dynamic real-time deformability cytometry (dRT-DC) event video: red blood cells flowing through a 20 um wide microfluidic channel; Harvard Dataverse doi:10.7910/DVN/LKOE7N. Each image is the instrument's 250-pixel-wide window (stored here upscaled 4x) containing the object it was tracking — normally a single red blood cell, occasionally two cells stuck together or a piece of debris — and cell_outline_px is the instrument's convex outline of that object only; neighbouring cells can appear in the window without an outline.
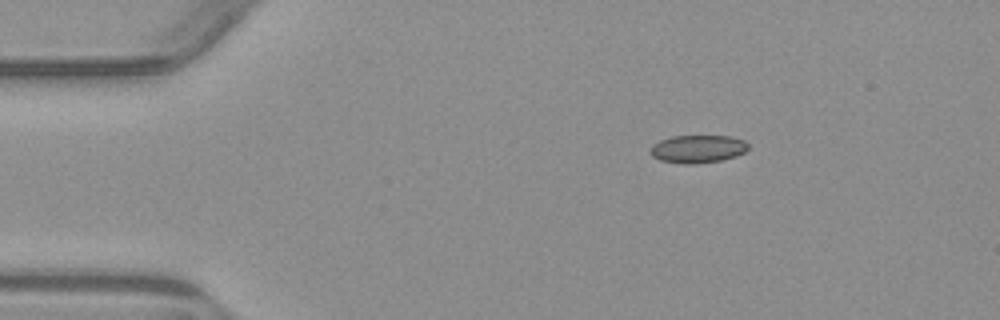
{"species": "common noctule bat (a hibernating species)", "species_latin": "Nyctalus noctula", "temperature_condition": "warm", "stored_images_in_passage": 3, "camera_frame_rate_fps": 3000, "um_per_image_px": 0.085, "animal": {"sex": "male", "body_mass_g": 23.1, "forearm_length_mm": 52.7}, "frame": {"image": 1, "passage_image": 1, "time_ms": 0.0, "image_size_px": [1000, 320], "cell_outline_px": [[748, 148], [744, 152], [736, 156], [720, 160], [696, 164], [684, 164], [660, 160], [652, 156], [648, 152], [652, 144], [660, 140], [672, 136], [728, 136], [744, 140], [748, 144]], "centroid_in_image_um": [59.27, 12.66], "position_along_channel_um": 25.7, "area_um2": 15.95}}